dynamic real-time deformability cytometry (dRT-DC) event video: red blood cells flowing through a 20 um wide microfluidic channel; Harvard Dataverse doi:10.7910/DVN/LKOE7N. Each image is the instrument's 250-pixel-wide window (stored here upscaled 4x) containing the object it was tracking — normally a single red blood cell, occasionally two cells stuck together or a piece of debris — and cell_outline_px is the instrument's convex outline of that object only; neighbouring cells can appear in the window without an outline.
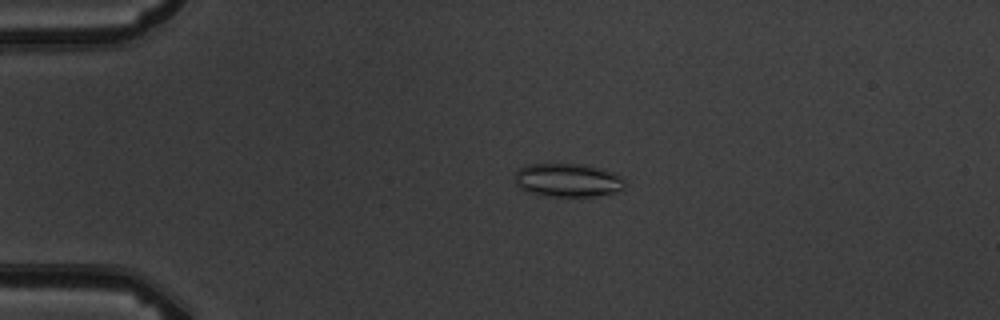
{"species": "common noctule bat (a hibernating species)", "species_latin": "Nyctalus noctula", "temperature_condition": "warm", "stored_images_in_passage": 4, "camera_frame_rate_fps": 3000, "um_per_image_px": 0.085, "animal": {"sex": "male", "body_mass_g": 19.5, "forearm_length_mm": 54.6}, "frame": {"image": 1, "passage_image": 2, "time_ms": 1.333, "image_size_px": [1000, 320], "cell_outline_px": [[624, 188], [616, 192], [596, 196], [536, 196], [520, 188], [516, 184], [516, 172], [520, 168], [528, 164], [584, 164], [616, 172], [624, 180]], "centroid_in_image_um": [48.27, 15.32], "position_along_channel_um": 36.7, "area_um2": 21.68}}
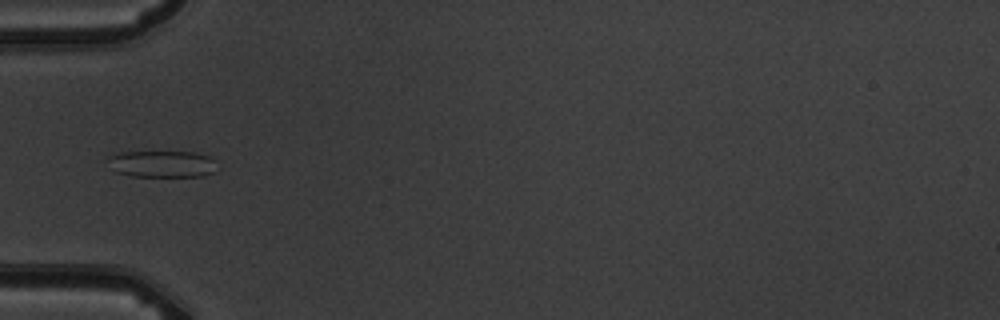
{"frame": {"image": 2, "passage_image": 3, "time_ms": 3.333, "image_size_px": [1000, 320], "cell_outline_px": [[216, 172], [204, 176], [132, 176], [116, 172], [104, 160], [112, 152], [196, 152], [208, 156], [216, 160]], "centroid_in_image_um": [13.75, 13.93], "position_along_channel_um": 71.2, "area_um2": 17.4}}
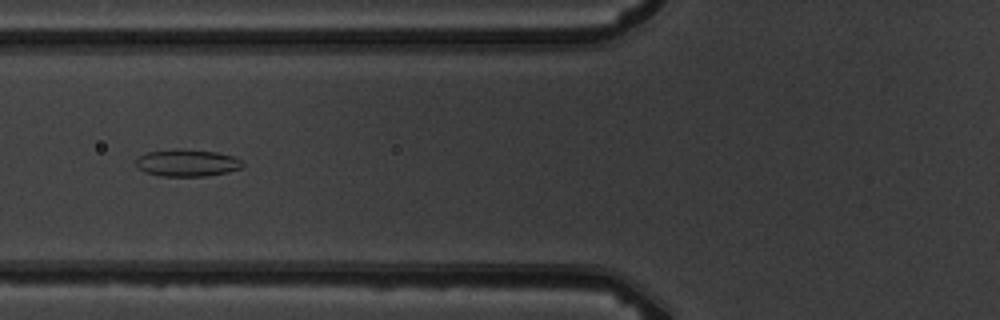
{"frame": {"image": 3, "passage_image": 4, "time_ms": 4.333, "image_size_px": [1000, 320], "cell_outline_px": [[244, 168], [228, 172], [204, 176], [160, 176], [144, 172], [136, 164], [136, 160], [144, 152], [172, 148], [180, 148], [216, 152], [232, 156], [240, 160], [244, 164]], "centroid_in_image_um": [15.9, 13.83], "position_along_channel_um": 109.9, "area_um2": 17.05}}